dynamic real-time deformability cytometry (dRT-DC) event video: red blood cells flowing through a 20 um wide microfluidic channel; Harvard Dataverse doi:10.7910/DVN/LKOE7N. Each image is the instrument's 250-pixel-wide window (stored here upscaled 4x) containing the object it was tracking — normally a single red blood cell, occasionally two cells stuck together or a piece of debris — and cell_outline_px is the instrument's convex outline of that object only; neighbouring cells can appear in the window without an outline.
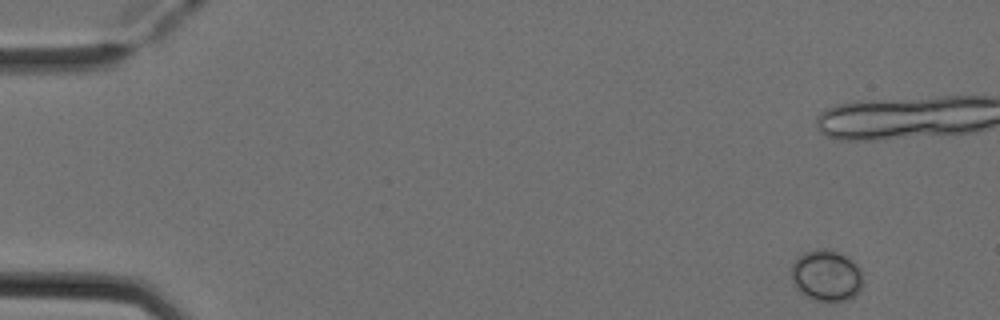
{"species": "Egyptian fruit bat (a non-hibernating species)", "species_latin": "Rousettus aegyptiacus", "temperature_condition": "cold", "stored_images_in_passage": 3, "camera_frame_rate_fps": 3000, "um_per_image_px": 0.085, "animal": {"sex": "female"}, "frame": {"image": 1, "passage_image": 3, "time_ms": 0.667, "image_size_px": [1000, 320], "cell_outline_px": [[864, 280], [856, 296], [848, 300], [812, 300], [800, 292], [792, 284], [792, 264], [804, 252], [836, 252], [844, 256], [856, 264], [860, 268]], "centroid_in_image_um": [70.26, 23.49], "position_along_channel_um": 14.7, "area_um2": 20.75}}